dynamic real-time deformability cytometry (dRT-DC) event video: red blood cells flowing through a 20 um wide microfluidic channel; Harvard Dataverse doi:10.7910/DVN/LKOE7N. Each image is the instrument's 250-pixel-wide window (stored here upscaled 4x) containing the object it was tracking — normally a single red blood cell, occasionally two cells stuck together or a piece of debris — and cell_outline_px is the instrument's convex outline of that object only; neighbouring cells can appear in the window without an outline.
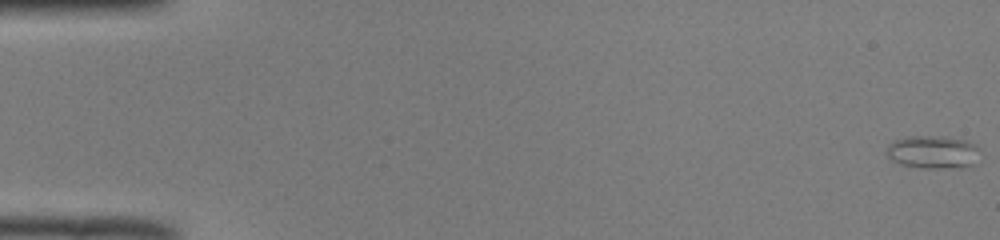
{"species": "common noctule bat (a hibernating species)", "species_latin": "Nyctalus noctula", "temperature_condition": "room temperature", "stored_images_in_passage": 52, "camera_frame_rate_fps": 3000, "um_per_image_px": 0.085, "animal": {"sex": "male", "body_mass_g": 19.0, "forearm_length_mm": 50.8}, "frame": {"image": 1, "passage_image": 1, "time_ms": 0.0, "image_size_px": [1000, 240], "cell_outline_px": [[980, 148], [972, 164], [956, 168], [920, 168], [904, 164], [892, 160], [888, 156], [888, 144], [892, 140], [908, 136], [932, 136], [964, 140], [976, 144]], "centroid_in_image_um": [79.27, 12.92], "position_along_channel_um": 5.7, "area_um2": 17.63}}
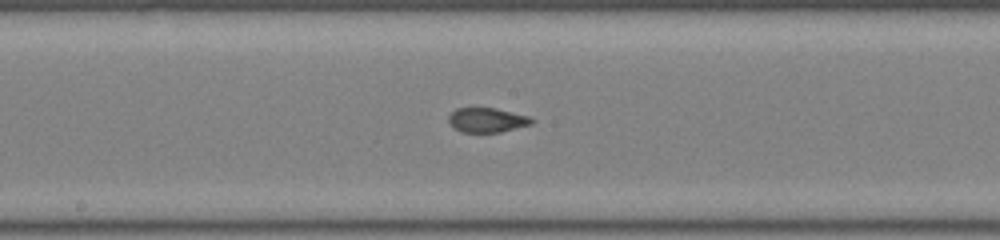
{"frame": {"image": 2, "passage_image": 28, "time_ms": 9.0, "image_size_px": [1000, 240], "cell_outline_px": [[536, 120], [532, 124], [500, 132], [460, 132], [452, 128], [448, 120], [448, 116], [456, 108], [496, 108], [528, 116]], "centroid_in_image_um": [41.38, 10.21], "position_along_channel_um": 206.8, "area_um2": 11.96}}
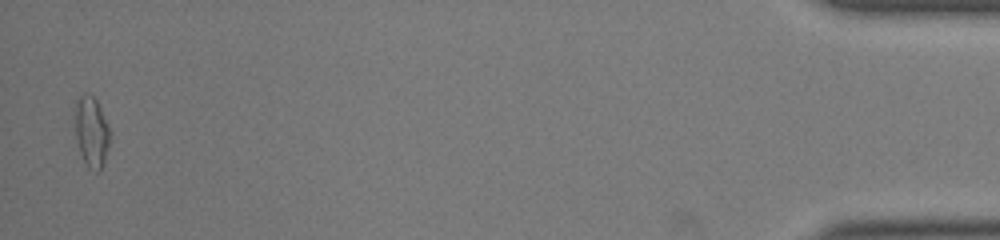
{"frame": {"image": 3, "passage_image": 51, "time_ms": 16.667, "image_size_px": [1000, 240], "cell_outline_px": [[108, 144], [104, 164], [100, 172], [96, 172], [88, 168], [80, 152], [76, 136], [76, 100], [84, 92], [88, 92], [96, 100], [100, 108], [108, 128]], "centroid_in_image_um": [7.76, 11.22], "position_along_channel_um": 427.4, "area_um2": 13.93}, "authors_computed_cell_mechanics": {"area_um2": 13.005, "velocity_mm_per_s": 4.0238, "shape_relaxation_time_tau1_ms": null, "shape_relaxation_time_tau2_ms": 0.798, "deformation_change_tau1": null, "deformation_change_tau2": 0.0624}}